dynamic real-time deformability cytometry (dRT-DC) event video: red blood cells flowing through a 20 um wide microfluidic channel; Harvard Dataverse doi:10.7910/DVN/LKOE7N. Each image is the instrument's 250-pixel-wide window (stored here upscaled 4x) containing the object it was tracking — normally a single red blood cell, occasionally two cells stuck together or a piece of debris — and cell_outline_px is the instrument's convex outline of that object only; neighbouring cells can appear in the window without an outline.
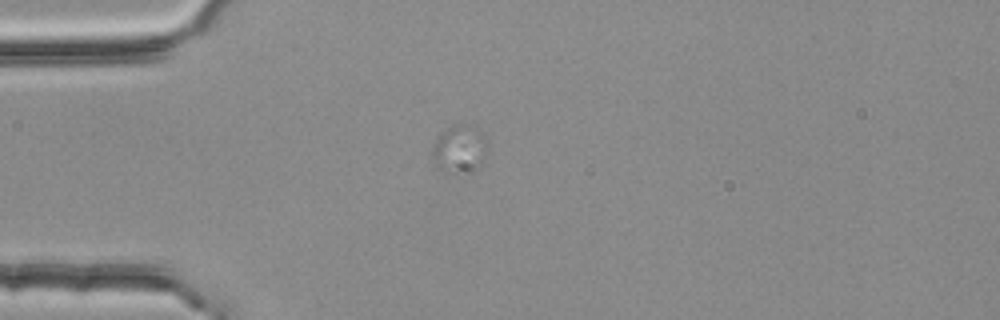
{"species": "common noctule bat (a hibernating species)", "species_latin": "Nyctalus noctula", "temperature_condition": "room temperature", "stored_images_in_passage": 2, "camera_frame_rate_fps": 3000, "um_per_image_px": 0.085, "animal": {"sex": "female", "body_mass_g": 25.1}, "frame": {"image": 1, "passage_image": 1, "time_ms": 0.0, "image_size_px": [1000, 320], "cell_outline_px": [[488, 152], [484, 156], [448, 172], [444, 172], [436, 168], [432, 164], [432, 148], [440, 132], [452, 124], [464, 124], [480, 128], [484, 132], [488, 140]], "centroid_in_image_um": [38.99, 12.48], "position_along_channel_um": 46.0, "area_um2": 14.51}}